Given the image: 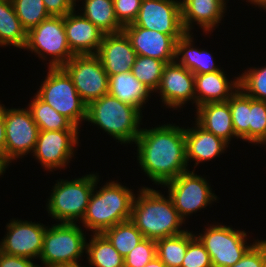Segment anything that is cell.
Segmentation results:
<instances>
[{"label":"cell","instance_id":"9","mask_svg":"<svg viewBox=\"0 0 266 267\" xmlns=\"http://www.w3.org/2000/svg\"><path fill=\"white\" fill-rule=\"evenodd\" d=\"M203 233L195 236L209 253L213 267H232L253 245L247 244L244 230H234L226 225H210Z\"/></svg>","mask_w":266,"mask_h":267},{"label":"cell","instance_id":"18","mask_svg":"<svg viewBox=\"0 0 266 267\" xmlns=\"http://www.w3.org/2000/svg\"><path fill=\"white\" fill-rule=\"evenodd\" d=\"M96 55L108 77L131 71L137 56L124 31L105 34Z\"/></svg>","mask_w":266,"mask_h":267},{"label":"cell","instance_id":"13","mask_svg":"<svg viewBox=\"0 0 266 267\" xmlns=\"http://www.w3.org/2000/svg\"><path fill=\"white\" fill-rule=\"evenodd\" d=\"M79 130H40L33 151L34 158L45 170L66 168L74 156V148L79 143ZM70 160V161H69Z\"/></svg>","mask_w":266,"mask_h":267},{"label":"cell","instance_id":"38","mask_svg":"<svg viewBox=\"0 0 266 267\" xmlns=\"http://www.w3.org/2000/svg\"><path fill=\"white\" fill-rule=\"evenodd\" d=\"M154 257H156V241L144 238L124 257V267H144Z\"/></svg>","mask_w":266,"mask_h":267},{"label":"cell","instance_id":"8","mask_svg":"<svg viewBox=\"0 0 266 267\" xmlns=\"http://www.w3.org/2000/svg\"><path fill=\"white\" fill-rule=\"evenodd\" d=\"M25 49L34 52L43 60H47V55L51 56L48 67H62L66 64L74 54L67 42L64 16H50L30 29L27 32Z\"/></svg>","mask_w":266,"mask_h":267},{"label":"cell","instance_id":"42","mask_svg":"<svg viewBox=\"0 0 266 267\" xmlns=\"http://www.w3.org/2000/svg\"><path fill=\"white\" fill-rule=\"evenodd\" d=\"M32 261L29 258L8 255L0 251V267H41Z\"/></svg>","mask_w":266,"mask_h":267},{"label":"cell","instance_id":"19","mask_svg":"<svg viewBox=\"0 0 266 267\" xmlns=\"http://www.w3.org/2000/svg\"><path fill=\"white\" fill-rule=\"evenodd\" d=\"M76 12L74 9L64 16L70 50L74 55L97 54L105 34L81 13Z\"/></svg>","mask_w":266,"mask_h":267},{"label":"cell","instance_id":"2","mask_svg":"<svg viewBox=\"0 0 266 267\" xmlns=\"http://www.w3.org/2000/svg\"><path fill=\"white\" fill-rule=\"evenodd\" d=\"M138 192L137 198L134 196L130 220L144 238L156 241L187 231L181 229L185 221L169 195L166 198L162 192L150 187H142Z\"/></svg>","mask_w":266,"mask_h":267},{"label":"cell","instance_id":"20","mask_svg":"<svg viewBox=\"0 0 266 267\" xmlns=\"http://www.w3.org/2000/svg\"><path fill=\"white\" fill-rule=\"evenodd\" d=\"M226 3V0H182V24L186 33H191L194 22L203 29V33L212 32L226 13Z\"/></svg>","mask_w":266,"mask_h":267},{"label":"cell","instance_id":"35","mask_svg":"<svg viewBox=\"0 0 266 267\" xmlns=\"http://www.w3.org/2000/svg\"><path fill=\"white\" fill-rule=\"evenodd\" d=\"M239 87L247 96L266 101V66L249 68L239 74Z\"/></svg>","mask_w":266,"mask_h":267},{"label":"cell","instance_id":"23","mask_svg":"<svg viewBox=\"0 0 266 267\" xmlns=\"http://www.w3.org/2000/svg\"><path fill=\"white\" fill-rule=\"evenodd\" d=\"M196 113L195 122L228 144H230L233 137H237L228 100L225 102L205 103L196 108Z\"/></svg>","mask_w":266,"mask_h":267},{"label":"cell","instance_id":"5","mask_svg":"<svg viewBox=\"0 0 266 267\" xmlns=\"http://www.w3.org/2000/svg\"><path fill=\"white\" fill-rule=\"evenodd\" d=\"M95 184L96 174L93 173L70 181L57 180L46 203L48 214L59 223L81 221Z\"/></svg>","mask_w":266,"mask_h":267},{"label":"cell","instance_id":"11","mask_svg":"<svg viewBox=\"0 0 266 267\" xmlns=\"http://www.w3.org/2000/svg\"><path fill=\"white\" fill-rule=\"evenodd\" d=\"M62 68L87 105L108 94L109 77L96 54L74 55Z\"/></svg>","mask_w":266,"mask_h":267},{"label":"cell","instance_id":"34","mask_svg":"<svg viewBox=\"0 0 266 267\" xmlns=\"http://www.w3.org/2000/svg\"><path fill=\"white\" fill-rule=\"evenodd\" d=\"M15 13L28 32L50 17L43 0H11Z\"/></svg>","mask_w":266,"mask_h":267},{"label":"cell","instance_id":"47","mask_svg":"<svg viewBox=\"0 0 266 267\" xmlns=\"http://www.w3.org/2000/svg\"><path fill=\"white\" fill-rule=\"evenodd\" d=\"M57 267H85V266H81L80 264V265H73V266H57Z\"/></svg>","mask_w":266,"mask_h":267},{"label":"cell","instance_id":"7","mask_svg":"<svg viewBox=\"0 0 266 267\" xmlns=\"http://www.w3.org/2000/svg\"><path fill=\"white\" fill-rule=\"evenodd\" d=\"M37 96L68 118L76 127L86 121L87 104L79 96L71 77L62 67H48Z\"/></svg>","mask_w":266,"mask_h":267},{"label":"cell","instance_id":"33","mask_svg":"<svg viewBox=\"0 0 266 267\" xmlns=\"http://www.w3.org/2000/svg\"><path fill=\"white\" fill-rule=\"evenodd\" d=\"M165 65L159 59L137 55L131 72L153 93L159 86Z\"/></svg>","mask_w":266,"mask_h":267},{"label":"cell","instance_id":"4","mask_svg":"<svg viewBox=\"0 0 266 267\" xmlns=\"http://www.w3.org/2000/svg\"><path fill=\"white\" fill-rule=\"evenodd\" d=\"M142 118V112L136 107L109 94L87 105L86 121L107 132L120 144L135 143L141 132Z\"/></svg>","mask_w":266,"mask_h":267},{"label":"cell","instance_id":"31","mask_svg":"<svg viewBox=\"0 0 266 267\" xmlns=\"http://www.w3.org/2000/svg\"><path fill=\"white\" fill-rule=\"evenodd\" d=\"M188 246V231L156 240V256L167 267H181Z\"/></svg>","mask_w":266,"mask_h":267},{"label":"cell","instance_id":"1","mask_svg":"<svg viewBox=\"0 0 266 267\" xmlns=\"http://www.w3.org/2000/svg\"><path fill=\"white\" fill-rule=\"evenodd\" d=\"M134 144L140 168L154 184L162 186L188 171L184 127L164 124L141 128Z\"/></svg>","mask_w":266,"mask_h":267},{"label":"cell","instance_id":"16","mask_svg":"<svg viewBox=\"0 0 266 267\" xmlns=\"http://www.w3.org/2000/svg\"><path fill=\"white\" fill-rule=\"evenodd\" d=\"M159 91V92H158ZM155 92L160 93L165 106L177 110L188 101L195 103L194 74L176 61L164 66Z\"/></svg>","mask_w":266,"mask_h":267},{"label":"cell","instance_id":"17","mask_svg":"<svg viewBox=\"0 0 266 267\" xmlns=\"http://www.w3.org/2000/svg\"><path fill=\"white\" fill-rule=\"evenodd\" d=\"M123 31L137 55L156 58L166 64L175 61L176 41L182 36H170L139 26H124Z\"/></svg>","mask_w":266,"mask_h":267},{"label":"cell","instance_id":"15","mask_svg":"<svg viewBox=\"0 0 266 267\" xmlns=\"http://www.w3.org/2000/svg\"><path fill=\"white\" fill-rule=\"evenodd\" d=\"M43 223L12 219L7 223V234L0 242V251L29 259L39 258L46 230Z\"/></svg>","mask_w":266,"mask_h":267},{"label":"cell","instance_id":"45","mask_svg":"<svg viewBox=\"0 0 266 267\" xmlns=\"http://www.w3.org/2000/svg\"><path fill=\"white\" fill-rule=\"evenodd\" d=\"M144 267H167V266L156 256Z\"/></svg>","mask_w":266,"mask_h":267},{"label":"cell","instance_id":"37","mask_svg":"<svg viewBox=\"0 0 266 267\" xmlns=\"http://www.w3.org/2000/svg\"><path fill=\"white\" fill-rule=\"evenodd\" d=\"M181 267H213L209 253L192 231H188V246Z\"/></svg>","mask_w":266,"mask_h":267},{"label":"cell","instance_id":"14","mask_svg":"<svg viewBox=\"0 0 266 267\" xmlns=\"http://www.w3.org/2000/svg\"><path fill=\"white\" fill-rule=\"evenodd\" d=\"M170 36H183L181 0H142L137 18L132 24Z\"/></svg>","mask_w":266,"mask_h":267},{"label":"cell","instance_id":"21","mask_svg":"<svg viewBox=\"0 0 266 267\" xmlns=\"http://www.w3.org/2000/svg\"><path fill=\"white\" fill-rule=\"evenodd\" d=\"M224 70L194 75L195 105L227 101L240 87L239 75L230 81Z\"/></svg>","mask_w":266,"mask_h":267},{"label":"cell","instance_id":"10","mask_svg":"<svg viewBox=\"0 0 266 267\" xmlns=\"http://www.w3.org/2000/svg\"><path fill=\"white\" fill-rule=\"evenodd\" d=\"M194 171L189 169L163 185L168 188V195L184 221L187 216L217 200L205 177L195 174Z\"/></svg>","mask_w":266,"mask_h":267},{"label":"cell","instance_id":"40","mask_svg":"<svg viewBox=\"0 0 266 267\" xmlns=\"http://www.w3.org/2000/svg\"><path fill=\"white\" fill-rule=\"evenodd\" d=\"M141 2L142 0H113L116 18L123 27L135 21Z\"/></svg>","mask_w":266,"mask_h":267},{"label":"cell","instance_id":"12","mask_svg":"<svg viewBox=\"0 0 266 267\" xmlns=\"http://www.w3.org/2000/svg\"><path fill=\"white\" fill-rule=\"evenodd\" d=\"M4 121L6 133L5 157L11 163L15 159L33 153L39 127L28 108H5Z\"/></svg>","mask_w":266,"mask_h":267},{"label":"cell","instance_id":"30","mask_svg":"<svg viewBox=\"0 0 266 267\" xmlns=\"http://www.w3.org/2000/svg\"><path fill=\"white\" fill-rule=\"evenodd\" d=\"M114 248L125 257L144 239L142 233L131 220L117 223L102 233Z\"/></svg>","mask_w":266,"mask_h":267},{"label":"cell","instance_id":"32","mask_svg":"<svg viewBox=\"0 0 266 267\" xmlns=\"http://www.w3.org/2000/svg\"><path fill=\"white\" fill-rule=\"evenodd\" d=\"M237 139L249 142L250 97L240 88L228 99Z\"/></svg>","mask_w":266,"mask_h":267},{"label":"cell","instance_id":"22","mask_svg":"<svg viewBox=\"0 0 266 267\" xmlns=\"http://www.w3.org/2000/svg\"><path fill=\"white\" fill-rule=\"evenodd\" d=\"M228 145L226 141L206 131L197 122L194 127L185 129L187 165H189V161H194V167H196L203 161L219 157L228 148Z\"/></svg>","mask_w":266,"mask_h":267},{"label":"cell","instance_id":"46","mask_svg":"<svg viewBox=\"0 0 266 267\" xmlns=\"http://www.w3.org/2000/svg\"><path fill=\"white\" fill-rule=\"evenodd\" d=\"M249 3L258 6L260 9L263 8L266 11V0H247Z\"/></svg>","mask_w":266,"mask_h":267},{"label":"cell","instance_id":"25","mask_svg":"<svg viewBox=\"0 0 266 267\" xmlns=\"http://www.w3.org/2000/svg\"><path fill=\"white\" fill-rule=\"evenodd\" d=\"M193 33H185L176 41L175 61L194 75L222 70L216 65L208 50L194 48ZM192 36V37H191ZM181 57V58H180Z\"/></svg>","mask_w":266,"mask_h":267},{"label":"cell","instance_id":"26","mask_svg":"<svg viewBox=\"0 0 266 267\" xmlns=\"http://www.w3.org/2000/svg\"><path fill=\"white\" fill-rule=\"evenodd\" d=\"M27 31L18 19L12 1L0 0V46L24 49Z\"/></svg>","mask_w":266,"mask_h":267},{"label":"cell","instance_id":"39","mask_svg":"<svg viewBox=\"0 0 266 267\" xmlns=\"http://www.w3.org/2000/svg\"><path fill=\"white\" fill-rule=\"evenodd\" d=\"M232 267H266V240H255L243 257Z\"/></svg>","mask_w":266,"mask_h":267},{"label":"cell","instance_id":"28","mask_svg":"<svg viewBox=\"0 0 266 267\" xmlns=\"http://www.w3.org/2000/svg\"><path fill=\"white\" fill-rule=\"evenodd\" d=\"M88 263L93 267H124V257L103 234L91 235L86 242Z\"/></svg>","mask_w":266,"mask_h":267},{"label":"cell","instance_id":"24","mask_svg":"<svg viewBox=\"0 0 266 267\" xmlns=\"http://www.w3.org/2000/svg\"><path fill=\"white\" fill-rule=\"evenodd\" d=\"M151 90L141 83L131 71L109 76L108 94L121 102L136 107L140 112L151 97Z\"/></svg>","mask_w":266,"mask_h":267},{"label":"cell","instance_id":"6","mask_svg":"<svg viewBox=\"0 0 266 267\" xmlns=\"http://www.w3.org/2000/svg\"><path fill=\"white\" fill-rule=\"evenodd\" d=\"M77 223H56L45 230L39 260L45 267L79 265L86 252V235Z\"/></svg>","mask_w":266,"mask_h":267},{"label":"cell","instance_id":"27","mask_svg":"<svg viewBox=\"0 0 266 267\" xmlns=\"http://www.w3.org/2000/svg\"><path fill=\"white\" fill-rule=\"evenodd\" d=\"M76 1L79 2V0ZM83 3L81 14L104 34L123 31V26L115 15L113 0H84Z\"/></svg>","mask_w":266,"mask_h":267},{"label":"cell","instance_id":"36","mask_svg":"<svg viewBox=\"0 0 266 267\" xmlns=\"http://www.w3.org/2000/svg\"><path fill=\"white\" fill-rule=\"evenodd\" d=\"M249 143L266 145V101L250 97Z\"/></svg>","mask_w":266,"mask_h":267},{"label":"cell","instance_id":"41","mask_svg":"<svg viewBox=\"0 0 266 267\" xmlns=\"http://www.w3.org/2000/svg\"><path fill=\"white\" fill-rule=\"evenodd\" d=\"M50 16H66L76 7V0H43Z\"/></svg>","mask_w":266,"mask_h":267},{"label":"cell","instance_id":"44","mask_svg":"<svg viewBox=\"0 0 266 267\" xmlns=\"http://www.w3.org/2000/svg\"><path fill=\"white\" fill-rule=\"evenodd\" d=\"M9 164L10 162L6 159V157L3 154H0V176L5 173Z\"/></svg>","mask_w":266,"mask_h":267},{"label":"cell","instance_id":"3","mask_svg":"<svg viewBox=\"0 0 266 267\" xmlns=\"http://www.w3.org/2000/svg\"><path fill=\"white\" fill-rule=\"evenodd\" d=\"M99 181L97 174L94 190L81 220L86 230L93 234H102L117 223L130 220L135 196L132 189L112 180L96 190Z\"/></svg>","mask_w":266,"mask_h":267},{"label":"cell","instance_id":"29","mask_svg":"<svg viewBox=\"0 0 266 267\" xmlns=\"http://www.w3.org/2000/svg\"><path fill=\"white\" fill-rule=\"evenodd\" d=\"M39 130L61 131L79 130L68 118L59 114L49 104L42 101L36 94L27 107Z\"/></svg>","mask_w":266,"mask_h":267},{"label":"cell","instance_id":"43","mask_svg":"<svg viewBox=\"0 0 266 267\" xmlns=\"http://www.w3.org/2000/svg\"><path fill=\"white\" fill-rule=\"evenodd\" d=\"M0 104V154L5 156L6 133L4 121V105Z\"/></svg>","mask_w":266,"mask_h":267}]
</instances>
